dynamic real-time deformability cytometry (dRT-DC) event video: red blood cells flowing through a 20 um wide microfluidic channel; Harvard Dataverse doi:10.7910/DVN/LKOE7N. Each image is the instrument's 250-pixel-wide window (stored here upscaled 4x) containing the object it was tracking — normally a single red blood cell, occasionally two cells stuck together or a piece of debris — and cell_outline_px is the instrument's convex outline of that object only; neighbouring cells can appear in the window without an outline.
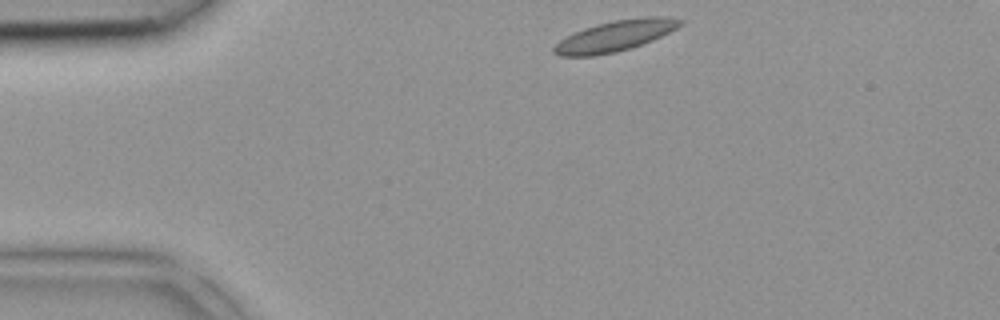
{"species": "common noctule bat (a hibernating species)", "species_latin": "Nyctalus noctula", "temperature_condition": "room temperature", "stored_images_in_passage": 36, "camera_frame_rate_fps": 3000, "um_per_image_px": 0.085, "animal": {"sex": "female", "body_mass_g": 18.4}, "frame": {"image": 1, "passage_image": 1, "time_ms": 0.0, "image_size_px": [1000, 320], "cell_outline_px": [[684, 24], [652, 40], [616, 52], [592, 56], [560, 56], [552, 52], [552, 48], [560, 40], [584, 28], [596, 24], [612, 20], [644, 16], [668, 16], [684, 20]], "centroid_in_image_um": [52.3, 3.03], "position_along_channel_um": 32.7, "area_um2": 22.54}}
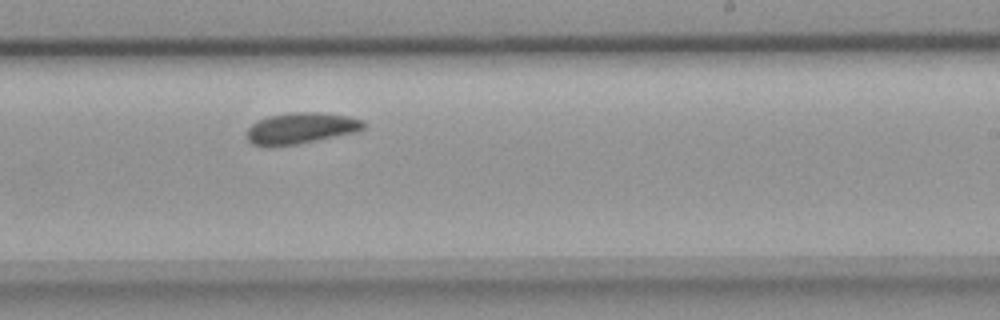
{"frame": {"image": 2, "passage_image": 19, "time_ms": 6.0, "image_size_px": [1000, 320], "cell_outline_px": [[368, 124], [364, 128], [356, 132], [296, 144], [272, 148], [264, 148], [252, 144], [248, 140], [248, 128], [252, 124], [268, 116], [288, 112], [320, 112], [348, 116], [364, 120]], "centroid_in_image_um": [25.57, 10.91], "position_along_channel_um": 263.4, "area_um2": 21.5}}
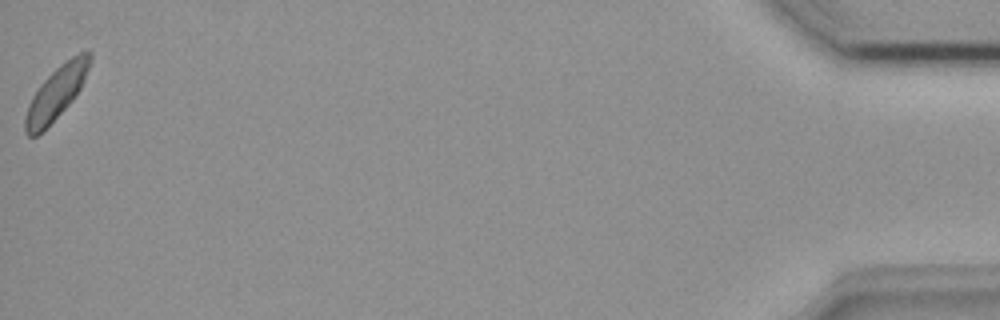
{"frame": {"image": 3, "passage_image": 36, "time_ms": 11.667, "image_size_px": [1000, 320], "cell_outline_px": [[92, 60], [84, 80], [80, 88], [72, 100], [36, 136], [28, 136], [24, 132], [24, 120], [28, 104], [32, 96], [40, 84], [60, 64], [72, 56], [88, 48], [92, 52]], "centroid_in_image_um": [4.8, 7.84], "position_along_channel_um": 430.4, "area_um2": 19.65}}